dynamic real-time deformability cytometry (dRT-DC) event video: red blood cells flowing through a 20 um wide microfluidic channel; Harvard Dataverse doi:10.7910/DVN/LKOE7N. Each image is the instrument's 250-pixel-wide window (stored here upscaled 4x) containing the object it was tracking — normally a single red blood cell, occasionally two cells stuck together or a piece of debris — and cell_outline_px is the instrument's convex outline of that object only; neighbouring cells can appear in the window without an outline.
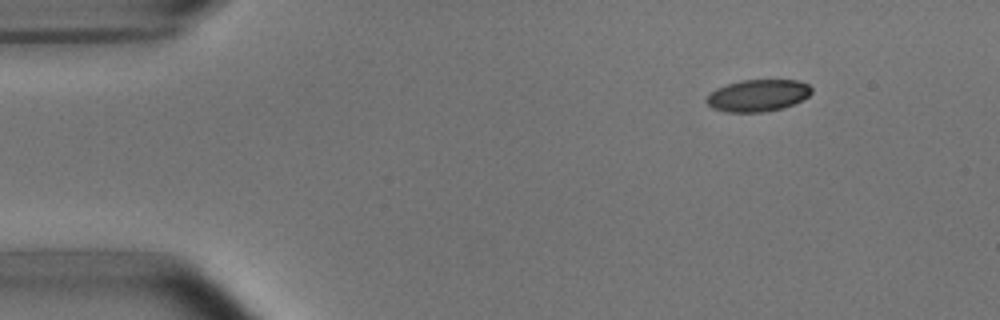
{"species": "common noctule bat (a hibernating species)", "species_latin": "Nyctalus noctula", "temperature_condition": "room temperature", "stored_images_in_passage": 4, "segment_of_instrument_passage": [1, 2], "camera_frame_rate_fps": 3000, "um_per_image_px": 0.085, "animal": {"sex": "male", "body_mass_g": 15.6}, "frame": {"image": 1, "passage_image": 1, "time_ms": 0.0, "image_size_px": [1000, 320], "cell_outline_px": [[812, 92], [808, 96], [792, 104], [780, 108], [760, 112], [728, 112], [712, 108], [704, 100], [708, 92], [716, 88], [740, 80], [800, 80], [808, 84], [812, 88]], "centroid_in_image_um": [64.37, 8.1], "position_along_channel_um": 20.6, "area_um2": 19.54}}